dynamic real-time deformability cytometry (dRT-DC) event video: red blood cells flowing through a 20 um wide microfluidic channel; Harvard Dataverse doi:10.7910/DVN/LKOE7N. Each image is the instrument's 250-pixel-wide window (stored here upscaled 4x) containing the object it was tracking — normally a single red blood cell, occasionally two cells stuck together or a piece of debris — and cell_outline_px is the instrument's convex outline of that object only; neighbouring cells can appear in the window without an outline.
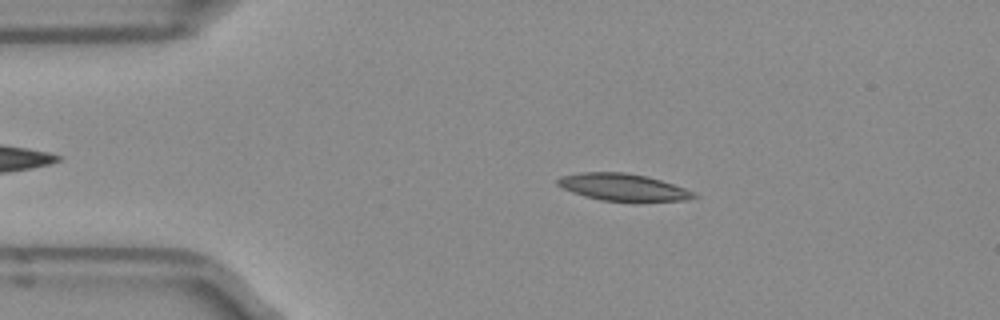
{"species": "Egyptian fruit bat (a non-hibernating species)", "species_latin": "Rousettus aegyptiacus", "temperature_condition": "room temperature", "stored_images_in_passage": 50, "camera_frame_rate_fps": 3000, "um_per_image_px": 0.085, "frame": {"image": 1, "passage_image": 9, "time_ms": 2.667, "image_size_px": [1000, 320], "cell_outline_px": [[700, 196], [684, 200], [604, 200], [584, 196], [572, 192], [556, 184], [556, 180], [560, 176], [580, 172], [624, 172], [644, 176], [660, 180], [684, 188]], "centroid_in_image_um": [52.88, 15.89], "position_along_channel_um": 32.1, "area_um2": 20.87}}
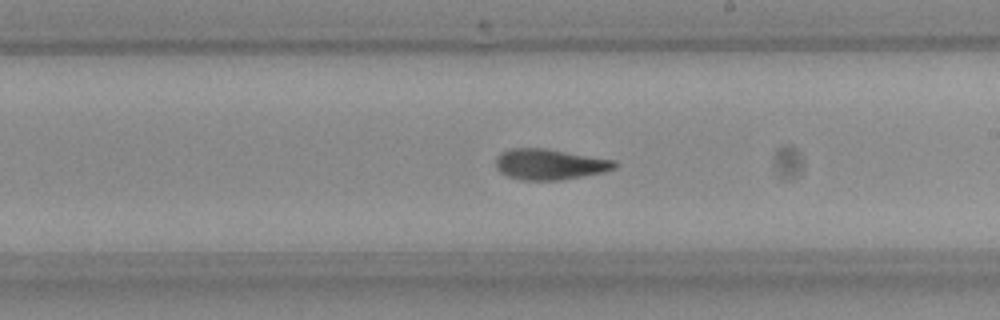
{"frame": {"image": 2, "passage_image": 28, "time_ms": 9.0, "image_size_px": [1000, 320], "cell_outline_px": [[616, 168], [600, 172], [560, 180], [524, 180], [508, 176], [500, 172], [496, 168], [496, 156], [500, 152], [512, 148], [548, 148], [616, 160]], "centroid_in_image_um": [46.69, 13.94], "position_along_channel_um": 242.3, "area_um2": 21.27}}
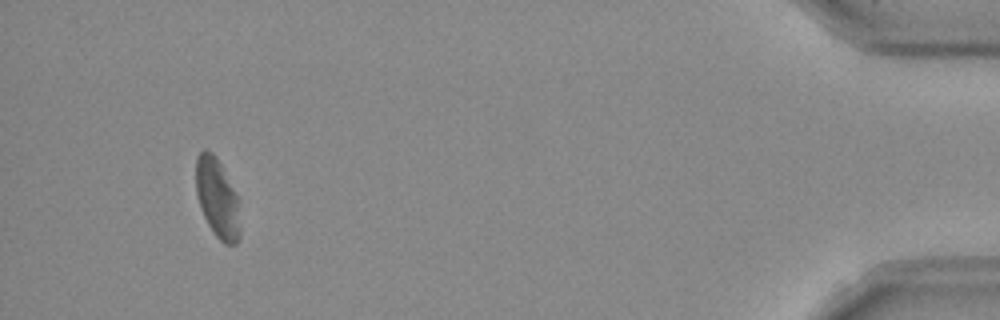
{"frame": {"image": 3, "passage_image": 47, "time_ms": 15.333, "image_size_px": [1000, 320], "cell_outline_px": [[240, 236], [236, 244], [224, 244], [216, 236], [208, 224], [204, 216], [196, 192], [196, 156], [204, 148], [212, 152], [216, 156], [240, 196]], "centroid_in_image_um": [18.52, 16.82], "position_along_channel_um": 416.7, "area_um2": 20.98}, "authors_computed_cell_mechanics": {"area_um2": 21.2126, "velocity_mm_per_s": 3.9434, "shape_relaxation_time_tau1_ms": null, "shape_relaxation_time_tau2_ms": 3.6843, "deformation_change_tau1": null, "deformation_change_tau2": 0.125}}